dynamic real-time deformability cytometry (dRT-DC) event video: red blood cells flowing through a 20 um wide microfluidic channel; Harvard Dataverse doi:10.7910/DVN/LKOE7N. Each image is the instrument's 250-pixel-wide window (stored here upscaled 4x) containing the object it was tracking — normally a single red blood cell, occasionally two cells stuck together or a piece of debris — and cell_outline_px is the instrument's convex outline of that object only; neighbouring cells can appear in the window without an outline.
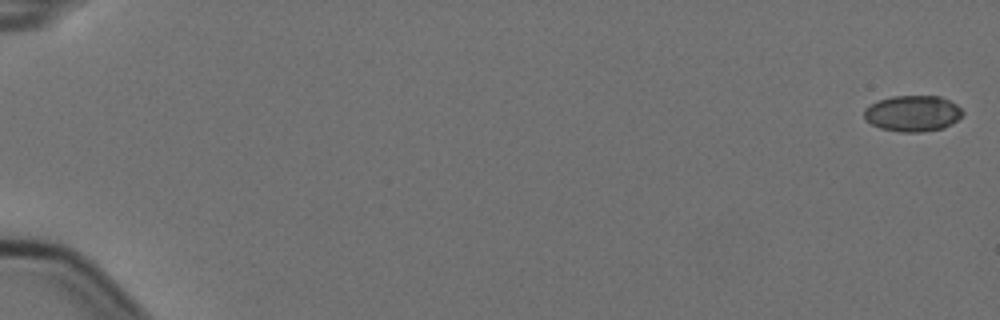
{"species": "Egyptian fruit bat (a non-hibernating species)", "species_latin": "Rousettus aegyptiacus", "temperature_condition": "cold", "stored_images_in_passage": 5, "camera_frame_rate_fps": 3000, "um_per_image_px": 0.085, "animal": {"sex": "female"}, "frame": {"image": 1, "passage_image": 1, "time_ms": 0.0, "image_size_px": [1000, 320], "cell_outline_px": [[964, 112], [952, 124], [944, 128], [920, 132], [900, 132], [880, 128], [864, 120], [864, 108], [880, 100], [892, 96], [940, 96], [956, 104]], "centroid_in_image_um": [77.57, 9.65], "position_along_channel_um": 7.4, "area_um2": 20.63}}
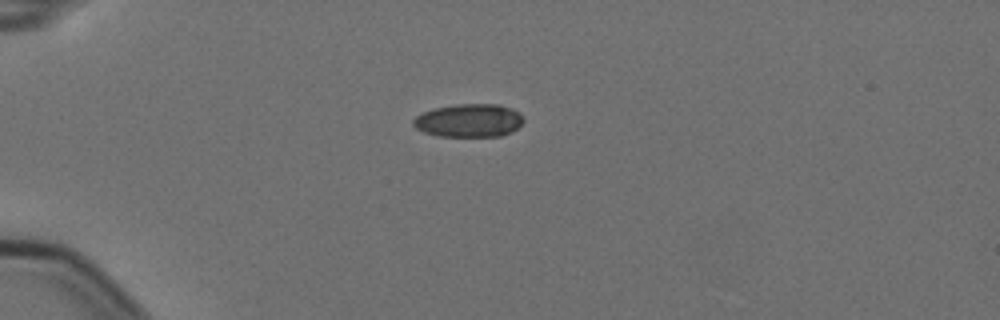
{"frame": {"image": 2, "passage_image": 4, "time_ms": 1.0, "image_size_px": [1000, 320], "cell_outline_px": [[524, 120], [512, 132], [500, 136], [440, 136], [424, 132], [416, 128], [412, 124], [412, 120], [416, 116], [424, 112], [436, 108], [456, 104], [496, 104], [512, 108], [520, 112]], "centroid_in_image_um": [39.87, 10.24], "position_along_channel_um": 45.1, "area_um2": 21.27}}